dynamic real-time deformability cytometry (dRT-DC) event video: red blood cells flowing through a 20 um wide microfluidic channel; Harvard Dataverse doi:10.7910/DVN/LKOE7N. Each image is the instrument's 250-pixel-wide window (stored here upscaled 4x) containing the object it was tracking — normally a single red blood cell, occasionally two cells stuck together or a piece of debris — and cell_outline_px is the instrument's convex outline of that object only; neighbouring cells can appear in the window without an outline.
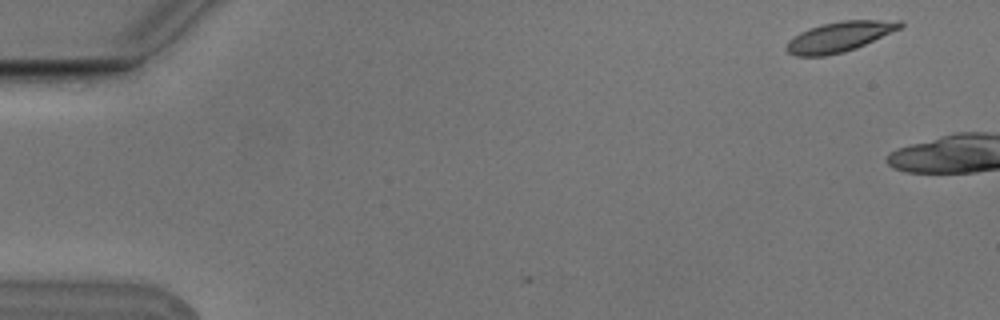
{"species": "Egyptian fruit bat (a non-hibernating species)", "species_latin": "Rousettus aegyptiacus", "temperature_condition": "cold", "stored_images_in_passage": 4, "camera_frame_rate_fps": 3000, "um_per_image_px": 0.085, "animal": {"sex": "male"}, "frame": {"image": 1, "passage_image": 1, "time_ms": 0.0, "image_size_px": [1000, 320], "cell_outline_px": [[904, 24], [900, 28], [856, 48], [844, 52], [824, 56], [796, 56], [788, 52], [784, 48], [788, 40], [800, 32], [808, 28], [820, 24], [840, 20], [900, 20]], "centroid_in_image_um": [71.31, 3.11], "position_along_channel_um": 13.7, "area_um2": 20.0}}